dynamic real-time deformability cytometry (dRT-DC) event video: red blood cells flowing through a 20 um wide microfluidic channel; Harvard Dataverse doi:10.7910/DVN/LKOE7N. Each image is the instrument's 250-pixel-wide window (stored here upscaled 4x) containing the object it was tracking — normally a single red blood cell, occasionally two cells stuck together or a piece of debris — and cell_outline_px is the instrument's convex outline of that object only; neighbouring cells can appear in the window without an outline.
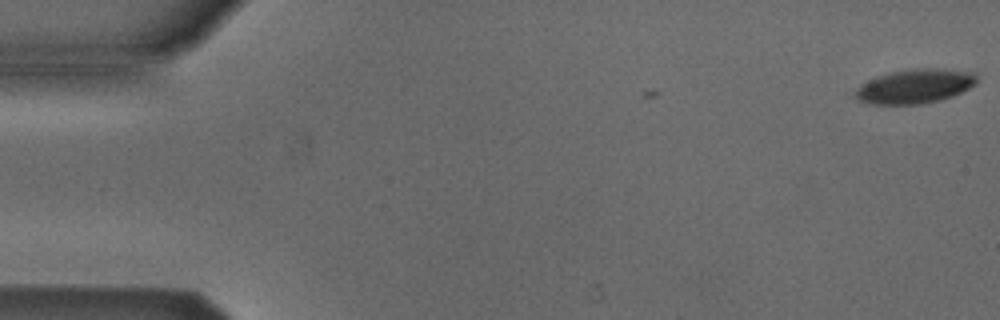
{"species": "Egyptian fruit bat (a non-hibernating species)", "species_latin": "Rousettus aegyptiacus", "temperature_condition": "cold", "stored_images_in_passage": 3, "camera_frame_rate_fps": 3000, "um_per_image_px": 0.085, "animal": {"sex": "male"}, "frame": {"image": 1, "passage_image": 3, "time_ms": 0.667, "image_size_px": [1000, 320], "cell_outline_px": [[976, 80], [968, 88], [952, 96], [920, 104], [872, 104], [860, 100], [856, 96], [856, 88], [868, 80], [876, 76], [888, 72], [912, 68], [936, 68], [968, 72], [976, 76]], "centroid_in_image_um": [77.7, 7.32], "position_along_channel_um": 7.3, "area_um2": 23.76}}